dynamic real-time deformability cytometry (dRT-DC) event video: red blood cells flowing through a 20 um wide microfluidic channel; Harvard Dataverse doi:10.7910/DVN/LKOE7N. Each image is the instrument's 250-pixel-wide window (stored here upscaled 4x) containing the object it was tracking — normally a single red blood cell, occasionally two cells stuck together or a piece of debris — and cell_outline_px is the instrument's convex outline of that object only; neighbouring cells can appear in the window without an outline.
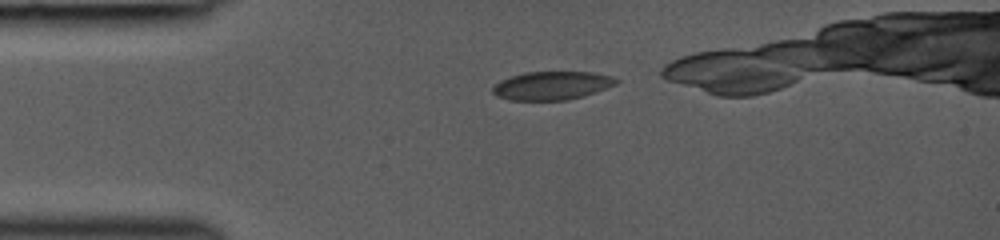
{"species": "common noctule bat (a hibernating species)", "species_latin": "Nyctalus noctula", "temperature_condition": "room temperature", "stored_images_in_passage": 30, "camera_frame_rate_fps": 3000, "um_per_image_px": 0.085, "animal": {"sex": "female", "body_mass_g": 19.0, "forearm_length_mm": 53.3}, "frame": {"image": 1, "passage_image": 2, "time_ms": 0.333, "image_size_px": [1000, 240], "cell_outline_px": [[620, 80], [616, 84], [584, 96], [564, 100], [508, 100], [496, 96], [492, 92], [492, 88], [500, 80], [524, 72], [588, 72], [612, 76]], "centroid_in_image_um": [46.89, 7.28], "position_along_channel_um": 38.1, "area_um2": 20.35}}
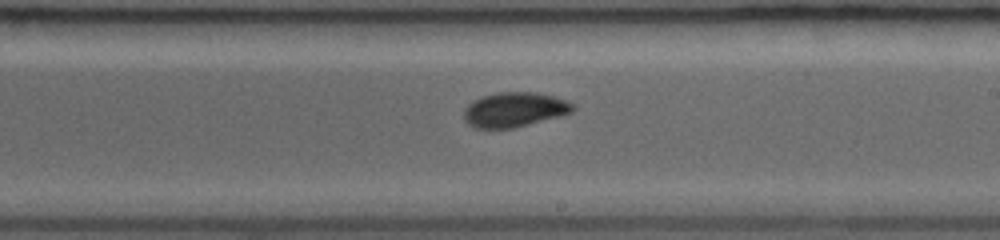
{"frame": {"image": 2, "passage_image": 18, "time_ms": 5.667, "image_size_px": [1000, 240], "cell_outline_px": [[576, 108], [572, 112], [528, 124], [512, 128], [476, 128], [468, 124], [464, 120], [464, 108], [472, 100], [484, 96], [500, 92], [536, 92], [552, 96], [564, 100], [572, 104]], "centroid_in_image_um": [43.68, 9.31], "position_along_channel_um": 245.3, "area_um2": 21.73}}
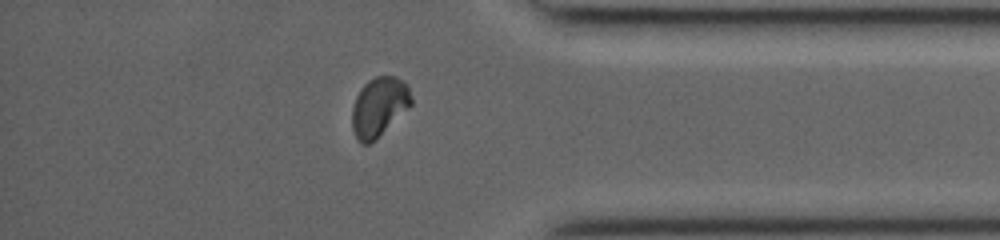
{"frame": {"image": 3, "passage_image": 29, "time_ms": 9.333, "image_size_px": [1000, 240], "cell_outline_px": [[412, 104], [376, 140], [368, 144], [360, 144], [356, 140], [352, 128], [352, 108], [356, 96], [360, 88], [368, 80], [376, 76], [396, 76], [404, 80], [408, 84], [412, 96]], "centroid_in_image_um": [32.22, 9.08], "position_along_channel_um": 403.0, "area_um2": 20.81}}